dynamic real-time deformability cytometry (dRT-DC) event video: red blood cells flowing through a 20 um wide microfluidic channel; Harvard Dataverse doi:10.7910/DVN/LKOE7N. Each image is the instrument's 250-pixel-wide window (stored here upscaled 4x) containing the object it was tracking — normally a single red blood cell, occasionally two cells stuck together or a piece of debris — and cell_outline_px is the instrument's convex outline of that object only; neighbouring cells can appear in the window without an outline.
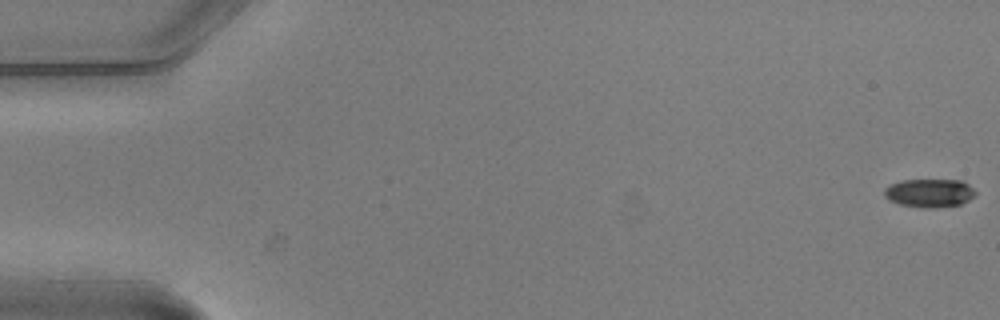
{"species": "common noctule bat (a hibernating species)", "species_latin": "Nyctalus noctula", "temperature_condition": "warm", "stored_images_in_passage": 5, "camera_frame_rate_fps": 3000, "um_per_image_px": 0.085, "animal": {"sex": "male", "body_mass_g": 20.5, "forearm_length_mm": 52.5}, "frame": {"image": 1, "passage_image": 1, "time_ms": 0.0, "image_size_px": [1000, 320], "cell_outline_px": [[976, 196], [960, 204], [936, 208], [924, 208], [900, 204], [888, 200], [884, 196], [884, 188], [888, 184], [900, 180], [960, 180], [968, 184], [976, 192]], "centroid_in_image_um": [78.97, 16.4], "position_along_channel_um": 6.0, "area_um2": 15.26}}
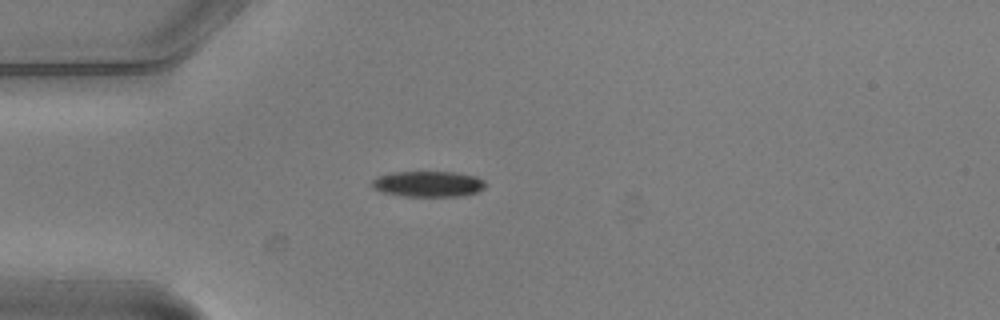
{"frame": {"image": 2, "passage_image": 5, "time_ms": 1.333, "image_size_px": [1000, 320], "cell_outline_px": [[484, 188], [476, 192], [460, 196], [404, 196], [380, 192], [372, 188], [372, 180], [376, 176], [392, 172], [456, 172], [476, 176], [484, 180]], "centroid_in_image_um": [36.35, 15.63], "position_along_channel_um": 48.6, "area_um2": 17.11}}